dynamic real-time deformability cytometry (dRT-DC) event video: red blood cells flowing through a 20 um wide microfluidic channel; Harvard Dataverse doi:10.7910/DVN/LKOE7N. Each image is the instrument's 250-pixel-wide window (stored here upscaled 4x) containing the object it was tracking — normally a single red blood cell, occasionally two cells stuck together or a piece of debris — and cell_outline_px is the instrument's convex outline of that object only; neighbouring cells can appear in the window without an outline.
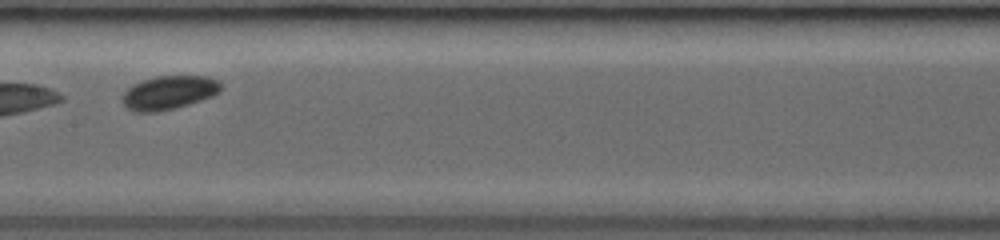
{"species": "common noctule bat (a hibernating species)", "species_latin": "Nyctalus noctula", "temperature_condition": "room temperature", "stored_images_in_passage": 22, "camera_frame_rate_fps": 3000, "um_per_image_px": 0.085, "animal": {"sex": "female", "body_mass_g": 19.0, "forearm_length_mm": 53.3}, "frame": {"image": 1, "passage_image": 10, "time_ms": 4.333, "image_size_px": [1000, 240], "cell_outline_px": [[220, 92], [212, 96], [176, 108], [156, 112], [136, 112], [128, 108], [124, 104], [124, 92], [132, 84], [140, 80], [156, 76], [208, 76], [220, 80]], "centroid_in_image_um": [14.37, 7.85], "position_along_channel_um": 193.0, "area_um2": 19.31}}